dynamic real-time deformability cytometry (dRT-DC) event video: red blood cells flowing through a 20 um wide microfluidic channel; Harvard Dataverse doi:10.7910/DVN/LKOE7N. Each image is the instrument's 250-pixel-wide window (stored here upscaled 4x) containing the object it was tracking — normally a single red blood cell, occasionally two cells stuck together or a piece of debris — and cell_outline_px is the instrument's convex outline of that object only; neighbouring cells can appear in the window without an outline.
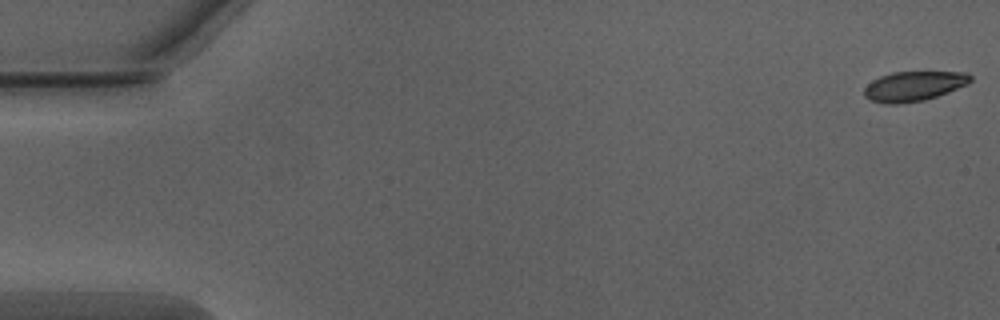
{"species": "Egyptian fruit bat (a non-hibernating species)", "species_latin": "Rousettus aegyptiacus", "temperature_condition": "warm", "stored_images_in_passage": 52, "camera_frame_rate_fps": 3000, "um_per_image_px": 0.085, "animal": {"sex": "male"}, "frame": {"image": 1, "passage_image": 1, "time_ms": 0.0, "image_size_px": [1000, 320], "cell_outline_px": [[972, 80], [968, 84], [936, 96], [924, 100], [896, 104], [884, 104], [872, 100], [864, 96], [864, 88], [872, 80], [880, 76], [892, 72], [968, 72], [972, 76]], "centroid_in_image_um": [77.67, 7.31], "position_along_channel_um": 7.3, "area_um2": 18.38}}
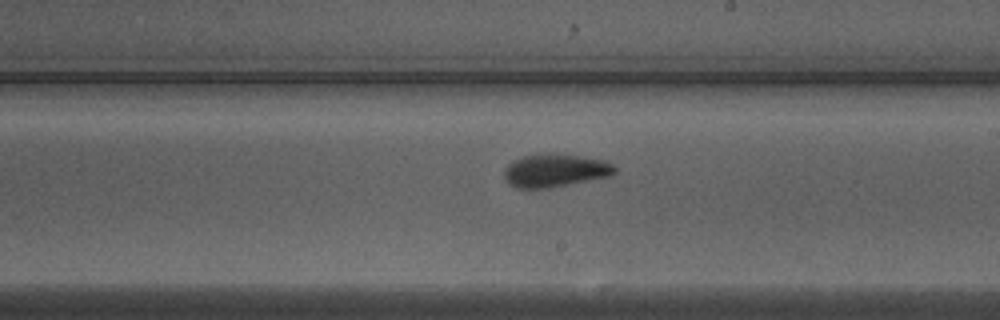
{"frame": {"image": 2, "passage_image": 30, "time_ms": 9.667, "image_size_px": [1000, 320], "cell_outline_px": [[616, 172], [612, 176], [548, 188], [516, 188], [508, 184], [504, 176], [504, 172], [508, 164], [512, 160], [524, 156], [552, 152], [604, 160], [612, 164], [616, 168]], "centroid_in_image_um": [47.18, 14.49], "position_along_channel_um": 241.8, "area_um2": 21.44}}
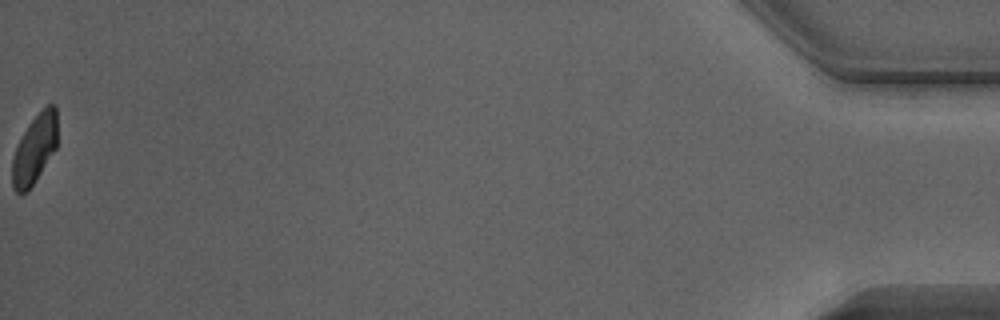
{"frame": {"image": 3, "passage_image": 52, "time_ms": 17.0, "image_size_px": [1000, 320], "cell_outline_px": [[56, 148], [28, 192], [20, 196], [12, 188], [12, 156], [28, 124], [48, 104], [56, 104]], "centroid_in_image_um": [2.91, 12.73], "position_along_channel_um": 432.3, "area_um2": 18.03}, "authors_computed_cell_mechanics": {"area_um2": 20.1144, "velocity_mm_per_s": 4.0204, "shape_relaxation_time_tau1_ms": 3.714, "shape_relaxation_time_tau2_ms": 0.7115, "deformation_change_tau1": 0.1131, "deformation_change_tau2": 0.0369}}